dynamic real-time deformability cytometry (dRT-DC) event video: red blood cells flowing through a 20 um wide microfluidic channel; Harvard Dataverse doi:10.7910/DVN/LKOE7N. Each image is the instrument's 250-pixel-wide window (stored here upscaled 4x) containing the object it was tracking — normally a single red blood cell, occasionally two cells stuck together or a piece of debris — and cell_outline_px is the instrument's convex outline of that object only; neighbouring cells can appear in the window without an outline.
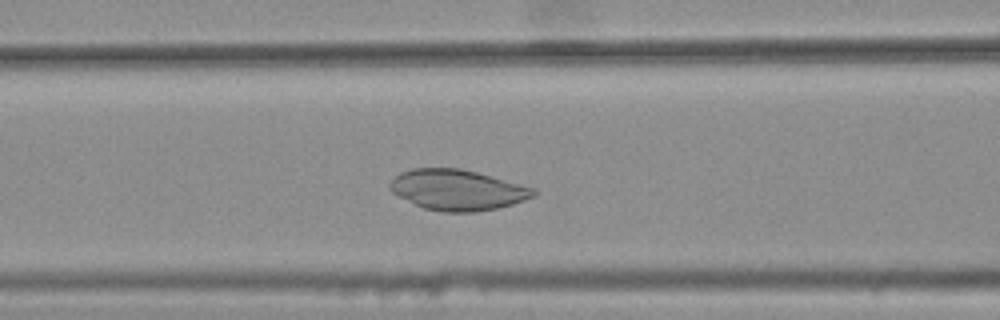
{"species": "common noctule bat (a hibernating species)", "species_latin": "Nyctalus noctula", "temperature_condition": "warm", "stored_images_in_passage": 34, "camera_frame_rate_fps": 3000, "um_per_image_px": 0.085, "animal": {"sex": "female", "body_mass_g": 25.1}, "frame": {"image": 1, "passage_image": 12, "time_ms": 3.667, "image_size_px": [1000, 320], "cell_outline_px": [[540, 192], [536, 196], [512, 204], [496, 208], [476, 212], [440, 212], [424, 208], [396, 196], [388, 188], [388, 184], [400, 172], [412, 168], [460, 168], [492, 176], [536, 188]], "centroid_in_image_um": [38.89, 16.14], "position_along_channel_um": 127.7, "area_um2": 34.28}}
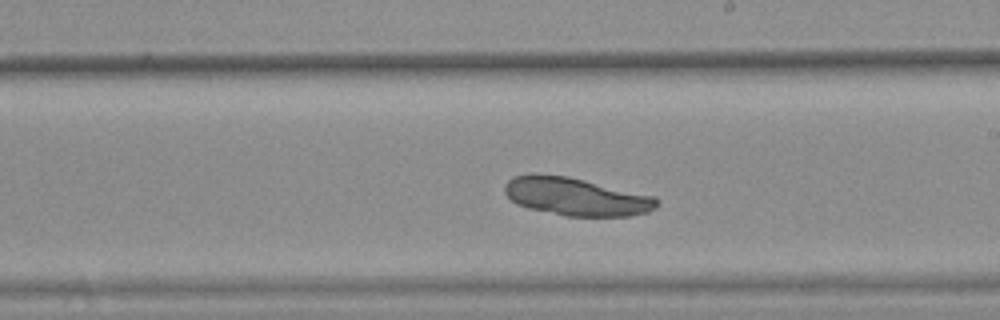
{"frame": {"image": 2, "passage_image": 21, "time_ms": 6.667, "image_size_px": [1000, 320], "cell_outline_px": [[660, 204], [656, 208], [648, 212], [628, 216], [568, 216], [528, 208], [516, 204], [504, 192], [504, 184], [512, 176], [532, 172], [568, 176], [656, 196]], "centroid_in_image_um": [48.96, 16.69], "position_along_channel_um": 240.0, "area_um2": 34.1}}
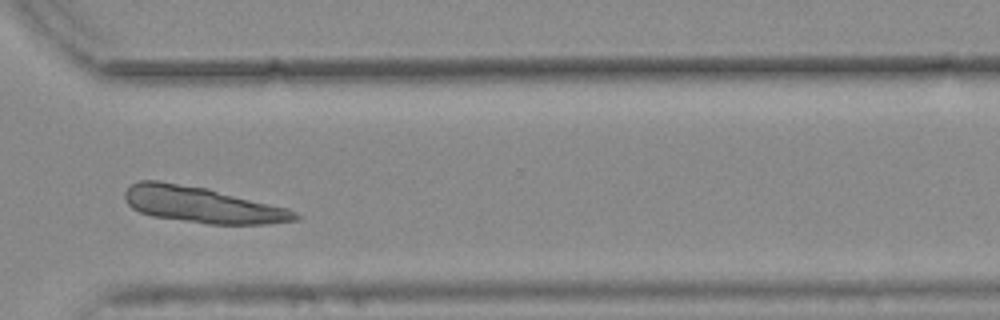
{"frame": {"image": 3, "passage_image": 30, "time_ms": 9.667, "image_size_px": [1000, 320], "cell_outline_px": [[300, 220], [264, 224], [208, 224], [152, 216], [140, 212], [132, 208], [128, 204], [124, 196], [124, 192], [132, 184], [140, 180], [160, 180], [208, 188], [288, 208], [296, 212], [300, 216]], "centroid_in_image_um": [17.19, 17.4], "position_along_channel_um": 353.4, "area_um2": 35.84}}